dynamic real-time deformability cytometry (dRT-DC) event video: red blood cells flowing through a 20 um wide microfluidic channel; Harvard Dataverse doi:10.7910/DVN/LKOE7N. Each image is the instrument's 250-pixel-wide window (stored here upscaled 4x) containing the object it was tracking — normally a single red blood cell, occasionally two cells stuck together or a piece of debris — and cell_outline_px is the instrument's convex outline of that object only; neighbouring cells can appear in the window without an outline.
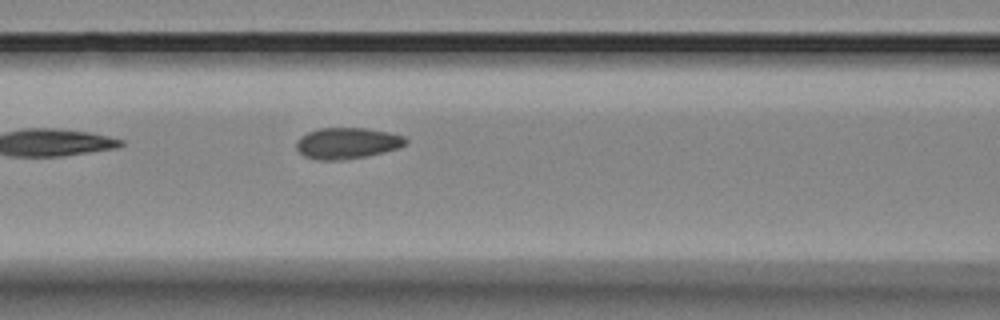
{"species": "Egyptian fruit bat (a non-hibernating species)", "species_latin": "Rousettus aegyptiacus", "temperature_condition": "room temperature", "stored_images_in_passage": 4, "segment_of_instrument_passage": [1, 2], "camera_frame_rate_fps": 3000, "um_per_image_px": 0.085, "animal": {"sex": "female"}, "frame": {"image": 1, "passage_image": 3, "time_ms": 2.333, "image_size_px": [1000, 320], "cell_outline_px": [[408, 144], [400, 148], [368, 156], [348, 160], [320, 160], [304, 156], [296, 148], [296, 140], [300, 136], [308, 132], [320, 128], [364, 128], [388, 132], [404, 136], [408, 140]], "centroid_in_image_um": [29.53, 12.18], "position_along_channel_um": 137.1, "area_um2": 20.11}}